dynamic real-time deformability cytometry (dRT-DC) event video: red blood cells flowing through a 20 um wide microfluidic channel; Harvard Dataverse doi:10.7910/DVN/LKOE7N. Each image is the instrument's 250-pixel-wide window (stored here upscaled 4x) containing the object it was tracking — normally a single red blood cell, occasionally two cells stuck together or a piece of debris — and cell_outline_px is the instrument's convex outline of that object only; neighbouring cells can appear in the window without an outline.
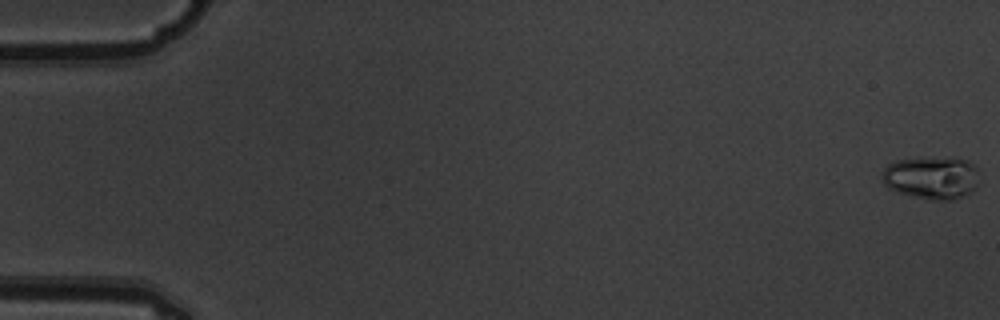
{"species": "common noctule bat (a hibernating species)", "species_latin": "Nyctalus noctula", "temperature_condition": "warm", "stored_images_in_passage": 4, "camera_frame_rate_fps": 3000, "um_per_image_px": 0.085, "animal": {"sex": "male", "body_mass_g": 19.5, "forearm_length_mm": 54.6}, "frame": {"image": 1, "passage_image": 1, "time_ms": 0.0, "image_size_px": [1000, 320], "cell_outline_px": [[976, 188], [972, 192], [964, 196], [952, 200], [928, 200], [900, 192], [888, 188], [884, 184], [880, 176], [880, 172], [888, 164], [896, 160], [920, 156], [968, 160], [976, 168]], "centroid_in_image_um": [79.12, 15.09], "position_along_channel_um": 5.9, "area_um2": 24.51}}